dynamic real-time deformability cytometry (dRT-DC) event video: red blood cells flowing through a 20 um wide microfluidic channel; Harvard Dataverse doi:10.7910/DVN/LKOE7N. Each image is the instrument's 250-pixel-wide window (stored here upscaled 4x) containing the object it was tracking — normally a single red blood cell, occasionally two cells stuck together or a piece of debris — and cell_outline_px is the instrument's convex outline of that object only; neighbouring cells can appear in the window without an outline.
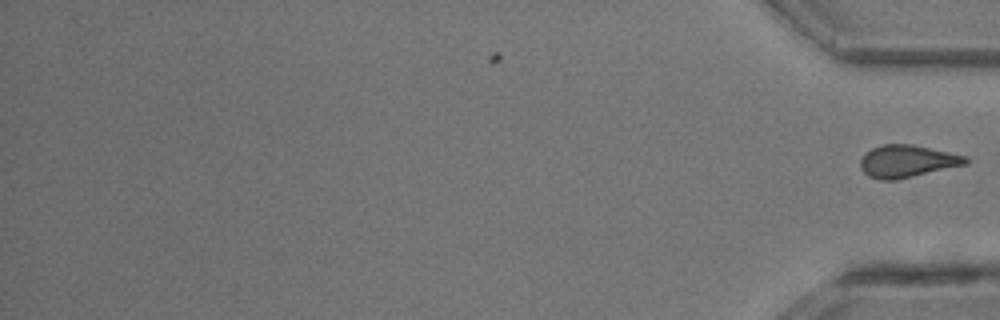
{"species": "common noctule bat (a hibernating species)", "species_latin": "Nyctalus noctula", "temperature_condition": "room temperature", "stored_images_in_passage": 35, "segment_of_instrument_passage": [2, 2], "camera_frame_rate_fps": 3000, "um_per_image_px": 0.085, "animal": {"sex": "male", "body_mass_g": 13.3}, "frame": {"image": 1, "passage_image": 35, "time_ms": 11.333, "image_size_px": [1000, 320], "cell_outline_px": [[968, 164], [896, 180], [880, 180], [868, 176], [860, 168], [860, 160], [872, 148], [884, 144], [912, 144], [968, 156]], "centroid_in_image_um": [77.13, 13.71], "position_along_channel_um": 358.1, "area_um2": 19.83}}